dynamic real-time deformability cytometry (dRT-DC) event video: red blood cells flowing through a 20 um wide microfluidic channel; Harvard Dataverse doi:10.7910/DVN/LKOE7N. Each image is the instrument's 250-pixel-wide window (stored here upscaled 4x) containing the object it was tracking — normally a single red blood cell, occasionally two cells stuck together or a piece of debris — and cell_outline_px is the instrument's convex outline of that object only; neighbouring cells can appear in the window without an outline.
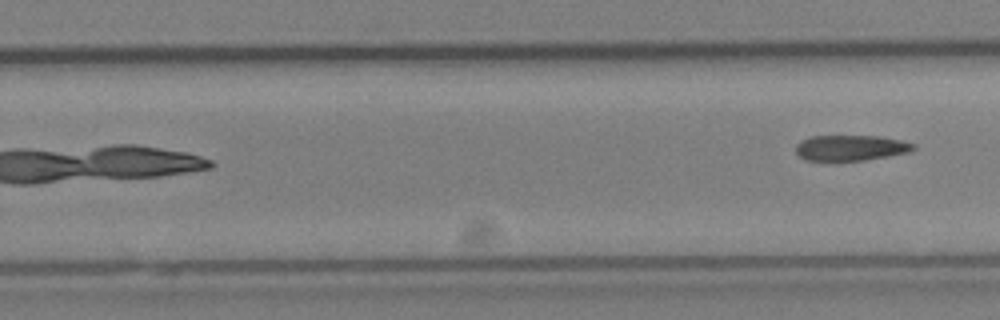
{"species": "Egyptian fruit bat (a non-hibernating species)", "species_latin": "Rousettus aegyptiacus", "temperature_condition": "cold", "stored_images_in_passage": 21, "camera_frame_rate_fps": 3000, "um_per_image_px": 0.085, "animal": {"sex": "female"}, "frame": {"image": 1, "passage_image": 21, "time_ms": 6.667, "image_size_px": [1000, 320], "cell_outline_px": [[916, 148], [912, 152], [864, 160], [804, 160], [796, 152], [796, 144], [800, 140], [808, 136], [880, 136], [900, 140], [916, 144]], "centroid_in_image_um": [72.32, 12.56], "position_along_channel_um": 257.5, "area_um2": 17.63}}